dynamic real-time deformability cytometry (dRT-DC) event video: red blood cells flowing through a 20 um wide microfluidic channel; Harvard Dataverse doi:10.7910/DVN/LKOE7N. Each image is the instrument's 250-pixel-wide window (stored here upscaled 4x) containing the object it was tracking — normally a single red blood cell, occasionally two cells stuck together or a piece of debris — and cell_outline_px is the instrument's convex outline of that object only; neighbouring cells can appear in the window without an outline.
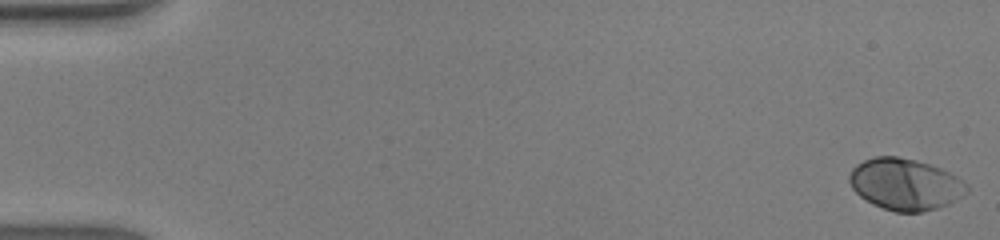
{"species": "human", "species_latin": "Homo sapiens", "temperature_condition": "warm", "stored_images_in_passage": 48, "camera_frame_rate_fps": 3000, "um_per_image_px": 0.085, "donor": {"sex": "male"}, "frame": {"image": 1, "passage_image": 1, "time_ms": 0.0, "image_size_px": [1000, 240], "cell_outline_px": [[968, 192], [964, 196], [948, 204], [924, 212], [896, 212], [872, 204], [860, 196], [852, 188], [848, 180], [848, 176], [852, 168], [856, 164], [864, 160], [876, 156], [896, 156], [916, 160], [940, 168], [956, 176], [968, 184]], "centroid_in_image_um": [76.94, 15.66], "position_along_channel_um": 8.1, "area_um2": 35.37}}
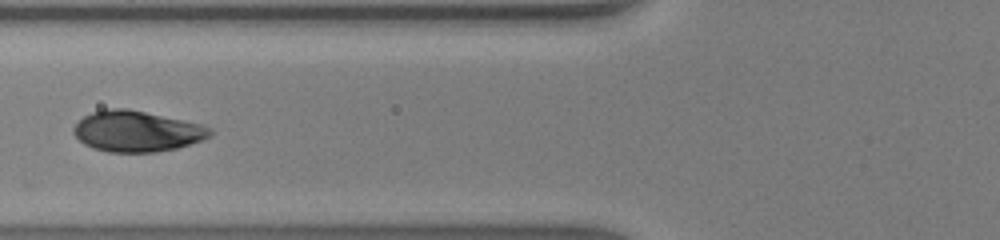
{"frame": {"image": 2, "passage_image": 20, "time_ms": 6.333, "image_size_px": [1000, 240], "cell_outline_px": [[212, 136], [204, 140], [176, 148], [156, 152], [108, 152], [92, 148], [84, 144], [72, 132], [72, 128], [84, 116], [92, 112], [104, 108], [128, 108], [204, 124], [212, 128]], "centroid_in_image_um": [11.66, 11.15], "position_along_channel_um": 114.1, "area_um2": 32.83}}
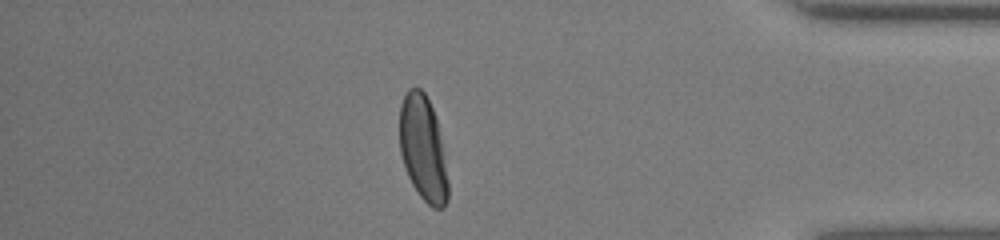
{"frame": {"image": 3, "passage_image": 42, "time_ms": 13.667, "image_size_px": [1000, 240], "cell_outline_px": [[448, 200], [444, 208], [432, 208], [420, 196], [412, 184], [408, 176], [400, 152], [400, 104], [408, 88], [420, 88], [424, 92], [432, 108], [436, 120], [448, 180]], "centroid_in_image_um": [35.94, 12.65], "position_along_channel_um": 399.3, "area_um2": 29.25}, "authors_computed_cell_mechanics": {"area_um2": 33.0905, "velocity_mm_per_s": 4.3217, "shape_relaxation_time_tau1_ms": 2.1966, "shape_relaxation_time_tau2_ms": null, "deformation_change_tau1": 0.1487, "deformation_change_tau2": null}}